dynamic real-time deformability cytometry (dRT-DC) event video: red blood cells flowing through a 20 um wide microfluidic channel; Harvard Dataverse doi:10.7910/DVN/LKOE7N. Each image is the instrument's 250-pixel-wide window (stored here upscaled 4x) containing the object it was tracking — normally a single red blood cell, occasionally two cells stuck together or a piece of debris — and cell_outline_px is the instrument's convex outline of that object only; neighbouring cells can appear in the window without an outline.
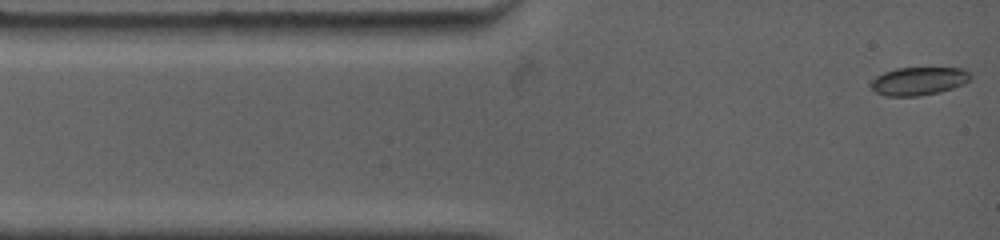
{"species": "common noctule bat (a hibernating species)", "species_latin": "Nyctalus noctula", "temperature_condition": "warm", "stored_images_in_passage": 48, "camera_frame_rate_fps": 4500, "um_per_image_px": 0.085, "animal": {"sex": "female", "body_mass_g": 19.0, "forearm_length_mm": 53.3}, "frame": {"image": 1, "passage_image": 1, "time_ms": 0.0, "image_size_px": [1000, 240], "cell_outline_px": [[972, 76], [964, 84], [940, 92], [916, 96], [888, 96], [876, 92], [868, 84], [876, 76], [884, 72], [896, 68], [964, 68], [972, 72]], "centroid_in_image_um": [78.1, 6.88], "position_along_channel_um": 6.9, "area_um2": 16.42}}
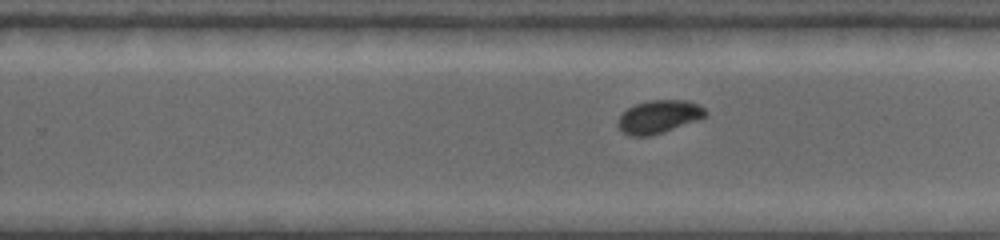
{"frame": {"image": 2, "passage_image": 28, "time_ms": 8.222, "image_size_px": [1000, 240], "cell_outline_px": [[708, 116], [700, 120], [664, 132], [648, 136], [628, 136], [616, 124], [620, 116], [628, 108], [636, 104], [648, 100], [688, 100], [704, 108], [708, 112]], "centroid_in_image_um": [56.04, 9.92], "position_along_channel_um": 273.8, "area_um2": 16.99}}
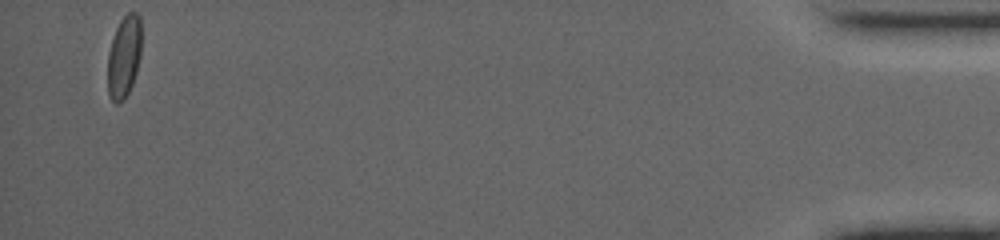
{"frame": {"image": 3, "passage_image": 48, "time_ms": 15.778, "image_size_px": [1000, 240], "cell_outline_px": [[140, 56], [136, 72], [132, 84], [124, 100], [116, 104], [112, 100], [108, 92], [108, 52], [116, 28], [120, 20], [128, 12], [136, 12], [140, 16]], "centroid_in_image_um": [10.53, 4.81], "position_along_channel_um": 424.7, "area_um2": 16.01}, "authors_computed_cell_mechanics": {"area_um2": 16.5597, "velocity_mm_per_s": 3.7843, "shape_relaxation_time_tau1_ms": 3.5965, "shape_relaxation_time_tau2_ms": 0.8402, "deformation_change_tau1": 0.0888, "deformation_change_tau2": 0.0296}}